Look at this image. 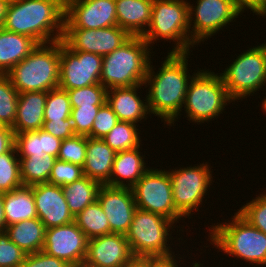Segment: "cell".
I'll use <instances>...</instances> for the list:
<instances>
[{
  "label": "cell",
  "instance_id": "6da1fadb",
  "mask_svg": "<svg viewBox=\"0 0 266 267\" xmlns=\"http://www.w3.org/2000/svg\"><path fill=\"white\" fill-rule=\"evenodd\" d=\"M190 54V52H168L158 71L152 65L153 62L150 61L144 82L148 109L152 116L160 118L161 123L164 122V126H169L165 128L175 126V122L181 117L189 83L200 70L198 68L192 73L193 75H190V68H188L191 67L188 65Z\"/></svg>",
  "mask_w": 266,
  "mask_h": 267
},
{
  "label": "cell",
  "instance_id": "7a4b0ae2",
  "mask_svg": "<svg viewBox=\"0 0 266 267\" xmlns=\"http://www.w3.org/2000/svg\"><path fill=\"white\" fill-rule=\"evenodd\" d=\"M65 0H10L2 28L37 44L62 40Z\"/></svg>",
  "mask_w": 266,
  "mask_h": 267
},
{
  "label": "cell",
  "instance_id": "3957f363",
  "mask_svg": "<svg viewBox=\"0 0 266 267\" xmlns=\"http://www.w3.org/2000/svg\"><path fill=\"white\" fill-rule=\"evenodd\" d=\"M207 241L224 252L226 256L237 257L257 267L266 265V234L252 226L237 211L227 222H212L208 227ZM266 267V266H265Z\"/></svg>",
  "mask_w": 266,
  "mask_h": 267
},
{
  "label": "cell",
  "instance_id": "277c9868",
  "mask_svg": "<svg viewBox=\"0 0 266 267\" xmlns=\"http://www.w3.org/2000/svg\"><path fill=\"white\" fill-rule=\"evenodd\" d=\"M154 52L141 36H131L118 49L103 56L101 85L111 89L144 84Z\"/></svg>",
  "mask_w": 266,
  "mask_h": 267
},
{
  "label": "cell",
  "instance_id": "5b68a950",
  "mask_svg": "<svg viewBox=\"0 0 266 267\" xmlns=\"http://www.w3.org/2000/svg\"><path fill=\"white\" fill-rule=\"evenodd\" d=\"M61 40L38 44L6 75L19 92H48L59 87Z\"/></svg>",
  "mask_w": 266,
  "mask_h": 267
},
{
  "label": "cell",
  "instance_id": "8992f818",
  "mask_svg": "<svg viewBox=\"0 0 266 267\" xmlns=\"http://www.w3.org/2000/svg\"><path fill=\"white\" fill-rule=\"evenodd\" d=\"M141 37L151 49L158 40H169L174 44L169 53L192 52L196 46L190 40L188 0H153L151 21Z\"/></svg>",
  "mask_w": 266,
  "mask_h": 267
},
{
  "label": "cell",
  "instance_id": "52a82bcc",
  "mask_svg": "<svg viewBox=\"0 0 266 267\" xmlns=\"http://www.w3.org/2000/svg\"><path fill=\"white\" fill-rule=\"evenodd\" d=\"M174 224L160 214L137 208L131 226L125 234L133 256H167L174 254L175 251L170 247L172 245L174 247V244L170 245L168 243L174 239H177V241L179 239V244H182L183 241L182 235L180 238H177V235L175 238L172 236V233L174 232L175 235L176 232L174 228H182L179 231L177 229V233L185 232L183 225L180 227V224L179 226Z\"/></svg>",
  "mask_w": 266,
  "mask_h": 267
},
{
  "label": "cell",
  "instance_id": "ba28073f",
  "mask_svg": "<svg viewBox=\"0 0 266 267\" xmlns=\"http://www.w3.org/2000/svg\"><path fill=\"white\" fill-rule=\"evenodd\" d=\"M207 68L192 77L182 110L193 124L209 123L223 114L226 106L234 102L223 84L219 73ZM210 70V71H209ZM216 73V74H215ZM213 119V120H212Z\"/></svg>",
  "mask_w": 266,
  "mask_h": 267
},
{
  "label": "cell",
  "instance_id": "9c48e42d",
  "mask_svg": "<svg viewBox=\"0 0 266 267\" xmlns=\"http://www.w3.org/2000/svg\"><path fill=\"white\" fill-rule=\"evenodd\" d=\"M247 48L219 73L233 105L258 94L266 81V45L257 43Z\"/></svg>",
  "mask_w": 266,
  "mask_h": 267
},
{
  "label": "cell",
  "instance_id": "30bf717a",
  "mask_svg": "<svg viewBox=\"0 0 266 267\" xmlns=\"http://www.w3.org/2000/svg\"><path fill=\"white\" fill-rule=\"evenodd\" d=\"M209 164L203 161L202 164L187 167L183 165L167 170L172 184L175 208L185 218L191 219L195 212H199V208L204 204V198L209 195V189L214 182L213 169Z\"/></svg>",
  "mask_w": 266,
  "mask_h": 267
},
{
  "label": "cell",
  "instance_id": "8fae6325",
  "mask_svg": "<svg viewBox=\"0 0 266 267\" xmlns=\"http://www.w3.org/2000/svg\"><path fill=\"white\" fill-rule=\"evenodd\" d=\"M196 4L188 1L190 40L197 47L244 13L234 0H197Z\"/></svg>",
  "mask_w": 266,
  "mask_h": 267
},
{
  "label": "cell",
  "instance_id": "7c38bea8",
  "mask_svg": "<svg viewBox=\"0 0 266 267\" xmlns=\"http://www.w3.org/2000/svg\"><path fill=\"white\" fill-rule=\"evenodd\" d=\"M137 208L160 214L175 223L186 218L175 208L167 169L150 168L131 188Z\"/></svg>",
  "mask_w": 266,
  "mask_h": 267
},
{
  "label": "cell",
  "instance_id": "4fadbf2b",
  "mask_svg": "<svg viewBox=\"0 0 266 267\" xmlns=\"http://www.w3.org/2000/svg\"><path fill=\"white\" fill-rule=\"evenodd\" d=\"M103 56L69 50L61 40L59 88L72 90L101 84Z\"/></svg>",
  "mask_w": 266,
  "mask_h": 267
},
{
  "label": "cell",
  "instance_id": "5bb4252c",
  "mask_svg": "<svg viewBox=\"0 0 266 267\" xmlns=\"http://www.w3.org/2000/svg\"><path fill=\"white\" fill-rule=\"evenodd\" d=\"M116 25L115 0H65L64 29H99Z\"/></svg>",
  "mask_w": 266,
  "mask_h": 267
},
{
  "label": "cell",
  "instance_id": "9a60e30c",
  "mask_svg": "<svg viewBox=\"0 0 266 267\" xmlns=\"http://www.w3.org/2000/svg\"><path fill=\"white\" fill-rule=\"evenodd\" d=\"M131 35L118 25L99 29H64L63 44L69 50L110 54L124 44Z\"/></svg>",
  "mask_w": 266,
  "mask_h": 267
},
{
  "label": "cell",
  "instance_id": "2e32d148",
  "mask_svg": "<svg viewBox=\"0 0 266 267\" xmlns=\"http://www.w3.org/2000/svg\"><path fill=\"white\" fill-rule=\"evenodd\" d=\"M87 245L88 238L85 233L72 222L46 229L42 251L66 261L72 267H82Z\"/></svg>",
  "mask_w": 266,
  "mask_h": 267
},
{
  "label": "cell",
  "instance_id": "e0dca14e",
  "mask_svg": "<svg viewBox=\"0 0 266 267\" xmlns=\"http://www.w3.org/2000/svg\"><path fill=\"white\" fill-rule=\"evenodd\" d=\"M97 201L106 214L111 233L125 235L137 209L132 189L102 185Z\"/></svg>",
  "mask_w": 266,
  "mask_h": 267
},
{
  "label": "cell",
  "instance_id": "ac0fdd59",
  "mask_svg": "<svg viewBox=\"0 0 266 267\" xmlns=\"http://www.w3.org/2000/svg\"><path fill=\"white\" fill-rule=\"evenodd\" d=\"M133 257L125 235L110 233L88 239L82 267H123Z\"/></svg>",
  "mask_w": 266,
  "mask_h": 267
},
{
  "label": "cell",
  "instance_id": "d6986e66",
  "mask_svg": "<svg viewBox=\"0 0 266 267\" xmlns=\"http://www.w3.org/2000/svg\"><path fill=\"white\" fill-rule=\"evenodd\" d=\"M33 195L38 219L46 229L74 222L61 186L38 183L33 185Z\"/></svg>",
  "mask_w": 266,
  "mask_h": 267
},
{
  "label": "cell",
  "instance_id": "ffe728a7",
  "mask_svg": "<svg viewBox=\"0 0 266 267\" xmlns=\"http://www.w3.org/2000/svg\"><path fill=\"white\" fill-rule=\"evenodd\" d=\"M143 85L137 84L130 87L108 89L106 102L115 112L119 121L135 124L140 122L141 124L147 120L148 116L152 118L148 109L147 93L146 97H142L141 94L142 90L140 89L143 88ZM139 93L141 95H138Z\"/></svg>",
  "mask_w": 266,
  "mask_h": 267
},
{
  "label": "cell",
  "instance_id": "44dd1931",
  "mask_svg": "<svg viewBox=\"0 0 266 267\" xmlns=\"http://www.w3.org/2000/svg\"><path fill=\"white\" fill-rule=\"evenodd\" d=\"M141 147L116 153L110 180L105 184L111 187L132 188L151 168L147 166L145 153Z\"/></svg>",
  "mask_w": 266,
  "mask_h": 267
},
{
  "label": "cell",
  "instance_id": "7402d4cb",
  "mask_svg": "<svg viewBox=\"0 0 266 267\" xmlns=\"http://www.w3.org/2000/svg\"><path fill=\"white\" fill-rule=\"evenodd\" d=\"M47 96L48 92L19 93L16 118L12 127L15 134L43 128Z\"/></svg>",
  "mask_w": 266,
  "mask_h": 267
},
{
  "label": "cell",
  "instance_id": "603a6c76",
  "mask_svg": "<svg viewBox=\"0 0 266 267\" xmlns=\"http://www.w3.org/2000/svg\"><path fill=\"white\" fill-rule=\"evenodd\" d=\"M116 152L101 138L87 137L84 176L105 185L110 180Z\"/></svg>",
  "mask_w": 266,
  "mask_h": 267
},
{
  "label": "cell",
  "instance_id": "cb8c5ba5",
  "mask_svg": "<svg viewBox=\"0 0 266 267\" xmlns=\"http://www.w3.org/2000/svg\"><path fill=\"white\" fill-rule=\"evenodd\" d=\"M117 25L131 36H142L151 21L153 0H115Z\"/></svg>",
  "mask_w": 266,
  "mask_h": 267
},
{
  "label": "cell",
  "instance_id": "d4e9b609",
  "mask_svg": "<svg viewBox=\"0 0 266 267\" xmlns=\"http://www.w3.org/2000/svg\"><path fill=\"white\" fill-rule=\"evenodd\" d=\"M38 44L30 37L0 27V74L6 75Z\"/></svg>",
  "mask_w": 266,
  "mask_h": 267
},
{
  "label": "cell",
  "instance_id": "484cf974",
  "mask_svg": "<svg viewBox=\"0 0 266 267\" xmlns=\"http://www.w3.org/2000/svg\"><path fill=\"white\" fill-rule=\"evenodd\" d=\"M4 215L6 227L24 220L37 218L33 185H22L4 192Z\"/></svg>",
  "mask_w": 266,
  "mask_h": 267
},
{
  "label": "cell",
  "instance_id": "4316f807",
  "mask_svg": "<svg viewBox=\"0 0 266 267\" xmlns=\"http://www.w3.org/2000/svg\"><path fill=\"white\" fill-rule=\"evenodd\" d=\"M5 232L27 254L43 250L46 227L38 217L9 225Z\"/></svg>",
  "mask_w": 266,
  "mask_h": 267
},
{
  "label": "cell",
  "instance_id": "83f0119b",
  "mask_svg": "<svg viewBox=\"0 0 266 267\" xmlns=\"http://www.w3.org/2000/svg\"><path fill=\"white\" fill-rule=\"evenodd\" d=\"M101 186V183L87 176L74 181L72 184L62 186L69 210L74 217L88 205L97 201Z\"/></svg>",
  "mask_w": 266,
  "mask_h": 267
},
{
  "label": "cell",
  "instance_id": "f1b7e54d",
  "mask_svg": "<svg viewBox=\"0 0 266 267\" xmlns=\"http://www.w3.org/2000/svg\"><path fill=\"white\" fill-rule=\"evenodd\" d=\"M19 160L22 184L32 186L38 183H48L57 158L46 154L45 156L30 155Z\"/></svg>",
  "mask_w": 266,
  "mask_h": 267
},
{
  "label": "cell",
  "instance_id": "f546056e",
  "mask_svg": "<svg viewBox=\"0 0 266 267\" xmlns=\"http://www.w3.org/2000/svg\"><path fill=\"white\" fill-rule=\"evenodd\" d=\"M74 222L88 239L111 233L106 214L98 201L78 213L74 217Z\"/></svg>",
  "mask_w": 266,
  "mask_h": 267
},
{
  "label": "cell",
  "instance_id": "4dcf8cb0",
  "mask_svg": "<svg viewBox=\"0 0 266 267\" xmlns=\"http://www.w3.org/2000/svg\"><path fill=\"white\" fill-rule=\"evenodd\" d=\"M139 124L118 121L116 125L105 135L102 139L109 145L116 153L120 151H127L135 149L143 144L140 136L142 135L138 129Z\"/></svg>",
  "mask_w": 266,
  "mask_h": 267
},
{
  "label": "cell",
  "instance_id": "1f68e13d",
  "mask_svg": "<svg viewBox=\"0 0 266 267\" xmlns=\"http://www.w3.org/2000/svg\"><path fill=\"white\" fill-rule=\"evenodd\" d=\"M19 92L13 87L7 75L0 74V125L13 127Z\"/></svg>",
  "mask_w": 266,
  "mask_h": 267
},
{
  "label": "cell",
  "instance_id": "d6a6232c",
  "mask_svg": "<svg viewBox=\"0 0 266 267\" xmlns=\"http://www.w3.org/2000/svg\"><path fill=\"white\" fill-rule=\"evenodd\" d=\"M20 160L15 147L0 155V192H9L22 186Z\"/></svg>",
  "mask_w": 266,
  "mask_h": 267
},
{
  "label": "cell",
  "instance_id": "836d02e7",
  "mask_svg": "<svg viewBox=\"0 0 266 267\" xmlns=\"http://www.w3.org/2000/svg\"><path fill=\"white\" fill-rule=\"evenodd\" d=\"M71 111V102L66 90L58 87L48 91L44 120H65L71 117Z\"/></svg>",
  "mask_w": 266,
  "mask_h": 267
},
{
  "label": "cell",
  "instance_id": "e575fe53",
  "mask_svg": "<svg viewBox=\"0 0 266 267\" xmlns=\"http://www.w3.org/2000/svg\"><path fill=\"white\" fill-rule=\"evenodd\" d=\"M108 89L101 84L67 90L71 107L102 106L107 101Z\"/></svg>",
  "mask_w": 266,
  "mask_h": 267
},
{
  "label": "cell",
  "instance_id": "d590c367",
  "mask_svg": "<svg viewBox=\"0 0 266 267\" xmlns=\"http://www.w3.org/2000/svg\"><path fill=\"white\" fill-rule=\"evenodd\" d=\"M246 204L241 205L237 212L252 226L266 234V190Z\"/></svg>",
  "mask_w": 266,
  "mask_h": 267
},
{
  "label": "cell",
  "instance_id": "8d00e7d4",
  "mask_svg": "<svg viewBox=\"0 0 266 267\" xmlns=\"http://www.w3.org/2000/svg\"><path fill=\"white\" fill-rule=\"evenodd\" d=\"M87 150V137L74 135L62 140L57 159L83 167Z\"/></svg>",
  "mask_w": 266,
  "mask_h": 267
},
{
  "label": "cell",
  "instance_id": "74e56055",
  "mask_svg": "<svg viewBox=\"0 0 266 267\" xmlns=\"http://www.w3.org/2000/svg\"><path fill=\"white\" fill-rule=\"evenodd\" d=\"M84 177L83 167L57 159L52 168L48 183L57 186L72 184Z\"/></svg>",
  "mask_w": 266,
  "mask_h": 267
},
{
  "label": "cell",
  "instance_id": "f35d334b",
  "mask_svg": "<svg viewBox=\"0 0 266 267\" xmlns=\"http://www.w3.org/2000/svg\"><path fill=\"white\" fill-rule=\"evenodd\" d=\"M15 149L19 158H26L30 155H46V153L42 150L41 138H39V130L16 133Z\"/></svg>",
  "mask_w": 266,
  "mask_h": 267
},
{
  "label": "cell",
  "instance_id": "ab89813d",
  "mask_svg": "<svg viewBox=\"0 0 266 267\" xmlns=\"http://www.w3.org/2000/svg\"><path fill=\"white\" fill-rule=\"evenodd\" d=\"M101 106H82L72 108L71 119L75 135L91 137L92 125Z\"/></svg>",
  "mask_w": 266,
  "mask_h": 267
},
{
  "label": "cell",
  "instance_id": "60d3db41",
  "mask_svg": "<svg viewBox=\"0 0 266 267\" xmlns=\"http://www.w3.org/2000/svg\"><path fill=\"white\" fill-rule=\"evenodd\" d=\"M26 255L5 231L0 232V267H21Z\"/></svg>",
  "mask_w": 266,
  "mask_h": 267
},
{
  "label": "cell",
  "instance_id": "b9f144b4",
  "mask_svg": "<svg viewBox=\"0 0 266 267\" xmlns=\"http://www.w3.org/2000/svg\"><path fill=\"white\" fill-rule=\"evenodd\" d=\"M117 115L107 104L102 105L92 125L91 138H103L118 122Z\"/></svg>",
  "mask_w": 266,
  "mask_h": 267
},
{
  "label": "cell",
  "instance_id": "7bdbcfd3",
  "mask_svg": "<svg viewBox=\"0 0 266 267\" xmlns=\"http://www.w3.org/2000/svg\"><path fill=\"white\" fill-rule=\"evenodd\" d=\"M21 267H72L66 261L46 254L44 251L29 253Z\"/></svg>",
  "mask_w": 266,
  "mask_h": 267
},
{
  "label": "cell",
  "instance_id": "ee69618b",
  "mask_svg": "<svg viewBox=\"0 0 266 267\" xmlns=\"http://www.w3.org/2000/svg\"><path fill=\"white\" fill-rule=\"evenodd\" d=\"M43 130L53 136L65 140L75 135V130L71 117L65 120H44Z\"/></svg>",
  "mask_w": 266,
  "mask_h": 267
},
{
  "label": "cell",
  "instance_id": "f6af8a7d",
  "mask_svg": "<svg viewBox=\"0 0 266 267\" xmlns=\"http://www.w3.org/2000/svg\"><path fill=\"white\" fill-rule=\"evenodd\" d=\"M181 257L182 255L180 256L179 253L178 255L177 253L176 254L174 253L167 256H146V267H179V266L182 267L181 266L182 264H184L183 266H187L186 262L184 261V258H186L187 256L185 257L183 256L182 258Z\"/></svg>",
  "mask_w": 266,
  "mask_h": 267
},
{
  "label": "cell",
  "instance_id": "bcb514c9",
  "mask_svg": "<svg viewBox=\"0 0 266 267\" xmlns=\"http://www.w3.org/2000/svg\"><path fill=\"white\" fill-rule=\"evenodd\" d=\"M39 138H41L42 150L46 154L55 156L57 158L62 140L43 129H39Z\"/></svg>",
  "mask_w": 266,
  "mask_h": 267
},
{
  "label": "cell",
  "instance_id": "7dc6e473",
  "mask_svg": "<svg viewBox=\"0 0 266 267\" xmlns=\"http://www.w3.org/2000/svg\"><path fill=\"white\" fill-rule=\"evenodd\" d=\"M15 147V133L11 127L0 125V155Z\"/></svg>",
  "mask_w": 266,
  "mask_h": 267
},
{
  "label": "cell",
  "instance_id": "c3c4849f",
  "mask_svg": "<svg viewBox=\"0 0 266 267\" xmlns=\"http://www.w3.org/2000/svg\"><path fill=\"white\" fill-rule=\"evenodd\" d=\"M249 11L250 10V14L253 13L255 15H259L258 18H260V16H262L261 18L266 17V0H251V2L243 9V11ZM252 11V12H251Z\"/></svg>",
  "mask_w": 266,
  "mask_h": 267
},
{
  "label": "cell",
  "instance_id": "681fc988",
  "mask_svg": "<svg viewBox=\"0 0 266 267\" xmlns=\"http://www.w3.org/2000/svg\"><path fill=\"white\" fill-rule=\"evenodd\" d=\"M123 267H146V256H143V257H133Z\"/></svg>",
  "mask_w": 266,
  "mask_h": 267
},
{
  "label": "cell",
  "instance_id": "f907efd6",
  "mask_svg": "<svg viewBox=\"0 0 266 267\" xmlns=\"http://www.w3.org/2000/svg\"><path fill=\"white\" fill-rule=\"evenodd\" d=\"M5 229H6V222L4 215V198H3V193L0 192V232L5 231Z\"/></svg>",
  "mask_w": 266,
  "mask_h": 267
},
{
  "label": "cell",
  "instance_id": "816d5d0a",
  "mask_svg": "<svg viewBox=\"0 0 266 267\" xmlns=\"http://www.w3.org/2000/svg\"><path fill=\"white\" fill-rule=\"evenodd\" d=\"M10 0H0V27H2L5 20L6 9Z\"/></svg>",
  "mask_w": 266,
  "mask_h": 267
},
{
  "label": "cell",
  "instance_id": "f5cc1de1",
  "mask_svg": "<svg viewBox=\"0 0 266 267\" xmlns=\"http://www.w3.org/2000/svg\"><path fill=\"white\" fill-rule=\"evenodd\" d=\"M264 86H266V81L264 82V85H263V88H262V91H264V90H266V88L264 87ZM265 95H266V92H265ZM262 104V106H261V108H262V110L265 112V114H266V96H263V99H262V102H261Z\"/></svg>",
  "mask_w": 266,
  "mask_h": 267
},
{
  "label": "cell",
  "instance_id": "db71d44e",
  "mask_svg": "<svg viewBox=\"0 0 266 267\" xmlns=\"http://www.w3.org/2000/svg\"><path fill=\"white\" fill-rule=\"evenodd\" d=\"M241 8H245L251 0H234Z\"/></svg>",
  "mask_w": 266,
  "mask_h": 267
}]
</instances>
